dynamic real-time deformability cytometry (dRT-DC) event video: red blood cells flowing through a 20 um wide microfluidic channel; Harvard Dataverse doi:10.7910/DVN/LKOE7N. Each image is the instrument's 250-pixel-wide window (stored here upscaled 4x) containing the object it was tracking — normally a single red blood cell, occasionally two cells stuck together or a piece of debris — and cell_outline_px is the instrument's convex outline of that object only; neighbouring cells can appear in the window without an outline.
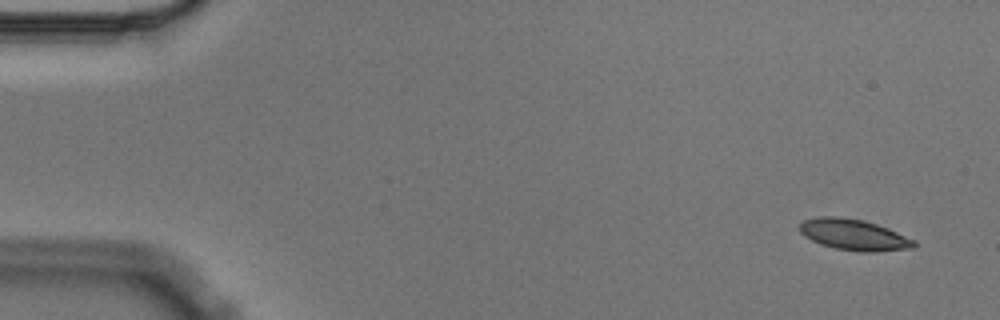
{"species": "Egyptian fruit bat (a non-hibernating species)", "species_latin": "Rousettus aegyptiacus", "temperature_condition": "cold", "stored_images_in_passage": 4, "camera_frame_rate_fps": 3000, "um_per_image_px": 0.085, "animal": {"sex": "male"}, "frame": {"image": 1, "passage_image": 1, "time_ms": 0.0, "image_size_px": [1000, 320], "cell_outline_px": [[916, 248], [872, 252], [864, 252], [836, 248], [820, 244], [804, 236], [800, 232], [800, 224], [804, 220], [820, 216], [836, 216], [864, 220], [888, 228], [916, 240]], "centroid_in_image_um": [72.61, 19.95], "position_along_channel_um": 12.4, "area_um2": 20.69}}
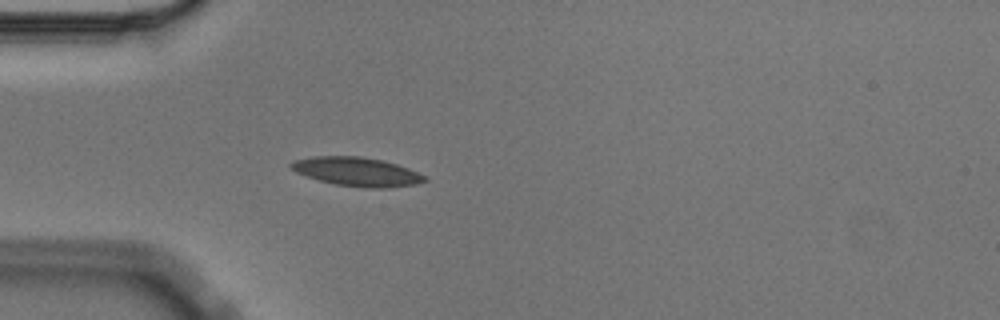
{"frame": {"image": 2, "passage_image": 4, "time_ms": 1.0, "image_size_px": [1000, 320], "cell_outline_px": [[428, 180], [416, 184], [388, 188], [364, 188], [336, 184], [320, 180], [296, 172], [288, 168], [288, 164], [292, 160], [312, 156], [360, 156], [380, 160], [396, 164], [408, 168], [428, 176]], "centroid_in_image_um": [30.33, 14.59], "position_along_channel_um": 54.7, "area_um2": 22.6}}